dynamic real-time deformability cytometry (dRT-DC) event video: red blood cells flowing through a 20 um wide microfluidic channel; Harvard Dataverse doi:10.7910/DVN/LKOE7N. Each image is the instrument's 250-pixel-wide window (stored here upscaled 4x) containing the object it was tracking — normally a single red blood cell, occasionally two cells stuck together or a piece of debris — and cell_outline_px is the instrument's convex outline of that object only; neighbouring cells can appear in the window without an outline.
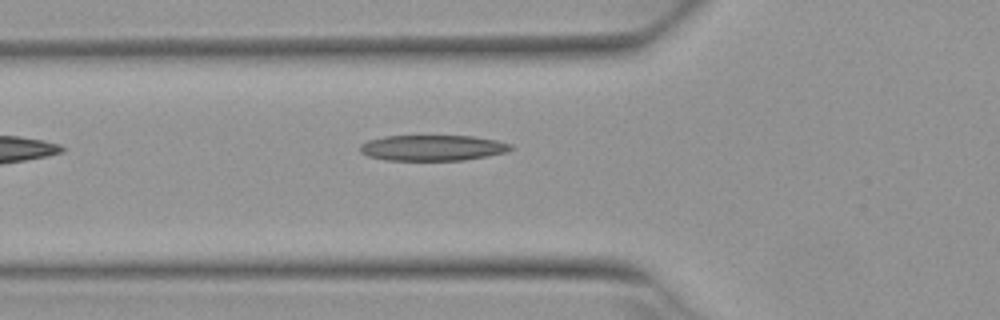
{"species": "Egyptian fruit bat (a non-hibernating species)", "species_latin": "Rousettus aegyptiacus", "temperature_condition": "warm", "stored_images_in_passage": 5, "camera_frame_rate_fps": 3000, "um_per_image_px": 0.085, "animal": {"sex": "female"}, "frame": {"image": 1, "passage_image": 5, "time_ms": 1.333, "image_size_px": [1000, 320], "cell_outline_px": [[516, 148], [508, 152], [488, 156], [464, 160], [384, 160], [368, 156], [360, 152], [360, 144], [368, 140], [384, 136], [472, 136], [496, 140], [512, 144]], "centroid_in_image_um": [36.8, 12.57], "position_along_channel_um": 89.0, "area_um2": 22.77}}